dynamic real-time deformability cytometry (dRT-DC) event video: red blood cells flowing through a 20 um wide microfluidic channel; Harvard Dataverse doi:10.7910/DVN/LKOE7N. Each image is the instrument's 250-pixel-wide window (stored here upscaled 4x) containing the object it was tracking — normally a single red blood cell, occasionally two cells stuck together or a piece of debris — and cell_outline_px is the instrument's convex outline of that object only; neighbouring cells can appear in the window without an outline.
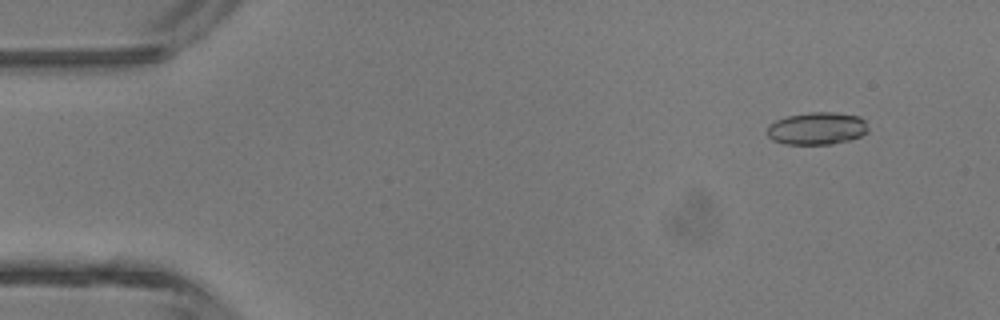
{"species": "common noctule bat (a hibernating species)", "species_latin": "Nyctalus noctula", "temperature_condition": "room temperature", "stored_images_in_passage": 5, "camera_frame_rate_fps": 3000, "um_per_image_px": 0.085, "animal": {"sex": "male", "body_mass_g": 13.3}, "frame": {"image": 1, "passage_image": 2, "time_ms": 0.333, "image_size_px": [1000, 320], "cell_outline_px": [[868, 132], [852, 140], [832, 144], [784, 144], [772, 140], [768, 136], [768, 124], [776, 120], [788, 116], [808, 112], [832, 112], [860, 116], [864, 120], [868, 128]], "centroid_in_image_um": [69.45, 10.92], "position_along_channel_um": 15.5, "area_um2": 19.25}}
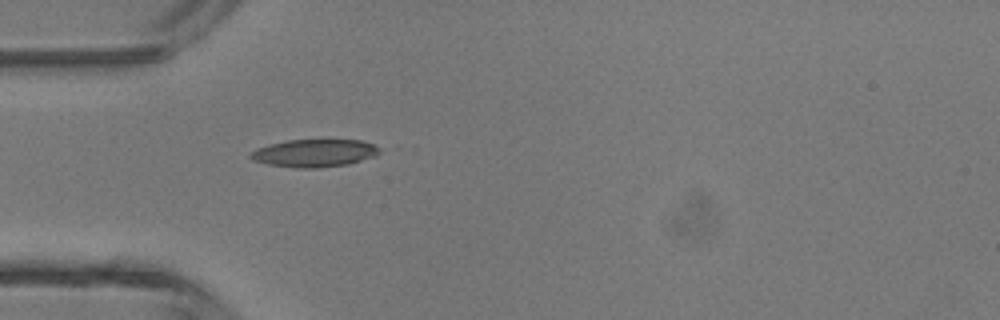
{"frame": {"image": 2, "passage_image": 5, "time_ms": 1.333, "image_size_px": [1000, 320], "cell_outline_px": [[380, 152], [376, 156], [348, 164], [320, 168], [296, 168], [268, 164], [252, 160], [248, 156], [256, 148], [268, 144], [288, 140], [360, 140], [372, 144], [380, 148]], "centroid_in_image_um": [26.71, 13.02], "position_along_channel_um": 58.3, "area_um2": 20.87}}